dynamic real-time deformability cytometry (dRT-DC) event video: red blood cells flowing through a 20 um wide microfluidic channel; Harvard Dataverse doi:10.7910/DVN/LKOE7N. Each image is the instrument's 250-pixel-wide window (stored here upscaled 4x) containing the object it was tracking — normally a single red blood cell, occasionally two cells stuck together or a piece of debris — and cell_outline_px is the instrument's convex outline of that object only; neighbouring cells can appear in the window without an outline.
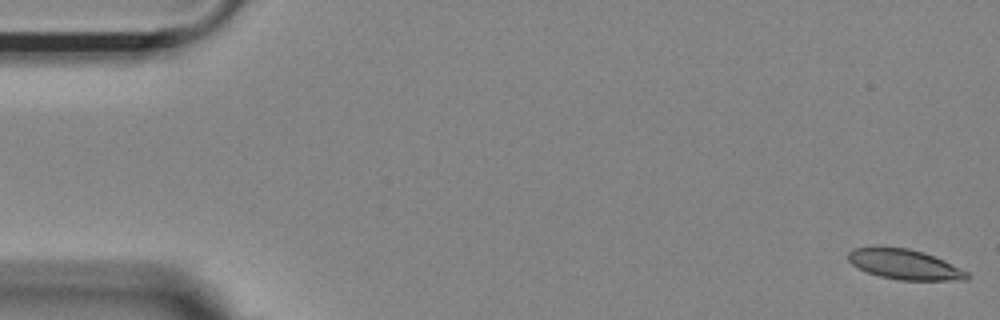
{"species": "Egyptian fruit bat (a non-hibernating species)", "species_latin": "Rousettus aegyptiacus", "temperature_condition": "room temperature", "stored_images_in_passage": 54, "camera_frame_rate_fps": 3000, "um_per_image_px": 0.085, "animal": {"sex": "female"}, "frame": {"image": 1, "passage_image": 1, "time_ms": 0.0, "image_size_px": [1000, 320], "cell_outline_px": [[972, 276], [968, 280], [900, 280], [880, 276], [868, 272], [852, 264], [848, 260], [848, 252], [856, 248], [908, 248], [924, 252], [944, 260], [968, 272]], "centroid_in_image_um": [76.96, 22.49], "position_along_channel_um": 8.0, "area_um2": 20.52}}
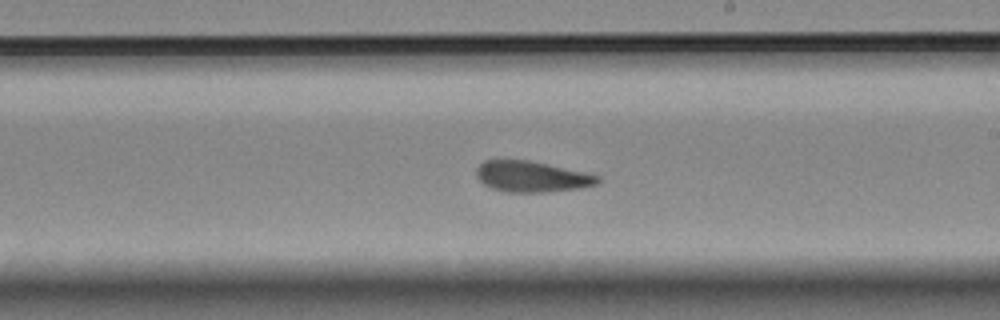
{"frame": {"image": 2, "passage_image": 31, "time_ms": 10.0, "image_size_px": [1000, 320], "cell_outline_px": [[600, 180], [596, 184], [576, 188], [544, 192], [508, 192], [492, 188], [484, 184], [476, 176], [476, 168], [484, 160], [528, 160], [548, 164], [584, 172], [600, 176]], "centroid_in_image_um": [45.16, 15.0], "position_along_channel_um": 243.8, "area_um2": 21.56}}
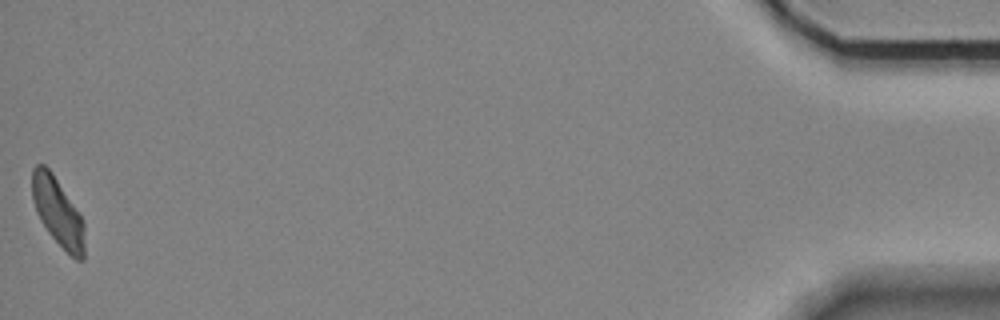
{"frame": {"image": 3, "passage_image": 54, "time_ms": 17.667, "image_size_px": [1000, 320], "cell_outline_px": [[84, 260], [76, 260], [48, 232], [40, 220], [36, 212], [32, 200], [32, 168], [36, 164], [44, 164], [52, 172], [80, 216], [84, 224]], "centroid_in_image_um": [4.88, 17.99], "position_along_channel_um": 430.3, "area_um2": 20.46}, "authors_computed_cell_mechanics": {"area_um2": 21.9062, "velocity_mm_per_s": 3.6766, "shape_relaxation_time_tau1_ms": 5.453, "shape_relaxation_time_tau2_ms": 2.8016, "deformation_change_tau1": 0.1605, "deformation_change_tau2": 0.1014}}